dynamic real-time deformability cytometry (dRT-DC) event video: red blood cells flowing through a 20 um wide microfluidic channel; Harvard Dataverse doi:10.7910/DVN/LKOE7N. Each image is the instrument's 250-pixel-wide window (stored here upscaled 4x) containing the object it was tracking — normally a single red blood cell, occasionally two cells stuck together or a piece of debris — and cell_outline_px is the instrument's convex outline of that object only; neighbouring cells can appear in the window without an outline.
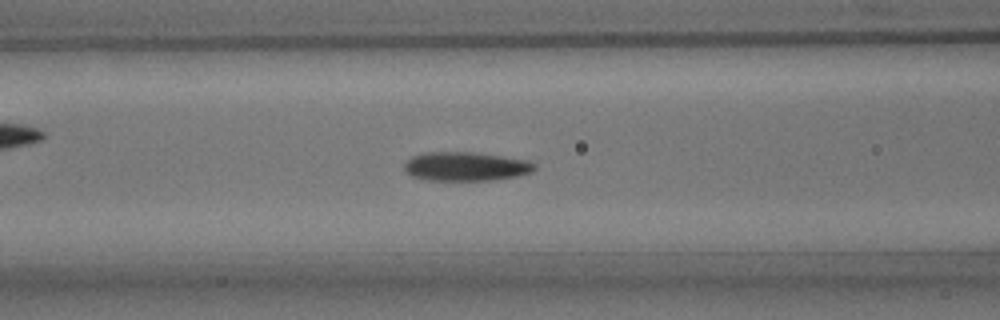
{"species": "common noctule bat (a hibernating species)", "species_latin": "Nyctalus noctula", "temperature_condition": "room temperature", "stored_images_in_passage": 53, "segment_of_instrument_passage": [1, 2], "camera_frame_rate_fps": 3000, "um_per_image_px": 0.085, "animal": {"sex": "male", "body_mass_g": 15.6}, "frame": {"image": 1, "passage_image": 20, "time_ms": 6.333, "image_size_px": [1000, 320], "cell_outline_px": [[536, 168], [532, 172], [516, 176], [492, 180], [420, 180], [404, 172], [404, 164], [412, 156], [424, 152], [472, 152], [528, 160], [536, 164]], "centroid_in_image_um": [39.55, 14.15], "position_along_channel_um": 127.0, "area_um2": 22.08}}
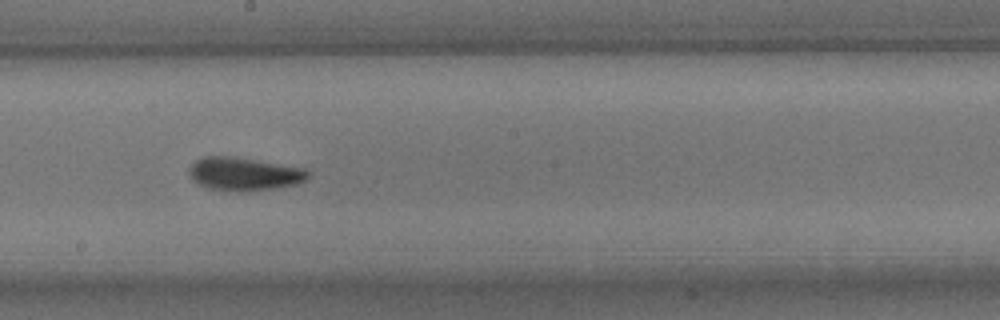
{"frame": {"image": 2, "passage_image": 28, "time_ms": 9.0, "image_size_px": [1000, 320], "cell_outline_px": [[312, 172], [304, 180], [296, 184], [276, 188], [240, 192], [208, 188], [192, 180], [188, 176], [188, 168], [196, 160], [204, 156], [232, 156], [308, 168]], "centroid_in_image_um": [20.76, 14.77], "position_along_channel_um": 227.4, "area_um2": 23.29}}
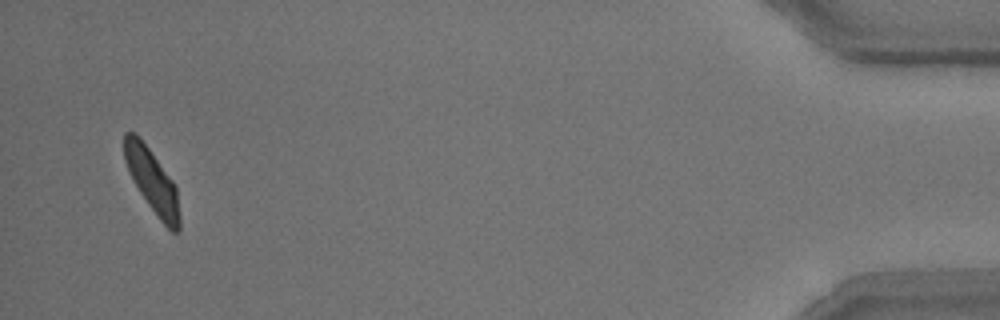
{"frame": {"image": 3, "passage_image": 50, "time_ms": 16.333, "image_size_px": [1000, 320], "cell_outline_px": [[180, 232], [172, 232], [160, 220], [148, 204], [140, 192], [128, 168], [124, 156], [124, 132], [132, 132], [148, 148], [172, 180], [176, 188], [180, 216]], "centroid_in_image_um": [12.97, 15.45], "position_along_channel_um": 422.2, "area_um2": 19.71}}